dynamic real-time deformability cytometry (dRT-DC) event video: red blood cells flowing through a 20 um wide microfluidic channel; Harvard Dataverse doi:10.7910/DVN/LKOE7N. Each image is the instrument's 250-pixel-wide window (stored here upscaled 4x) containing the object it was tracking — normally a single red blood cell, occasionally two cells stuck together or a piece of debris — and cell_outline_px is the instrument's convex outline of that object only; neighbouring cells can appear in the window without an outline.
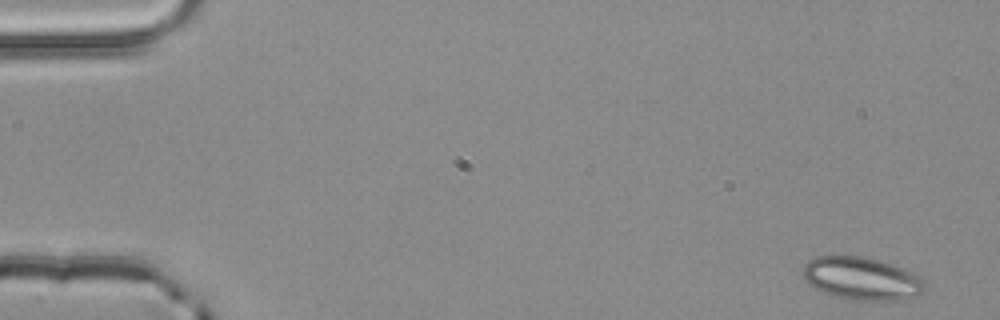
{"species": "common noctule bat (a hibernating species)", "species_latin": "Nyctalus noctula", "temperature_condition": "room temperature", "stored_images_in_passage": 4, "camera_frame_rate_fps": 3000, "um_per_image_px": 0.085, "animal": {"sex": "male", "body_mass_g": 20.4}, "frame": {"image": 1, "passage_image": 1, "time_ms": 0.0, "image_size_px": [1000, 320], "cell_outline_px": [[928, 284], [916, 296], [896, 300], [856, 300], [832, 296], [808, 284], [804, 280], [804, 264], [808, 260], [816, 256], [868, 256], [904, 268], [920, 276]], "centroid_in_image_um": [73.25, 23.66], "position_along_channel_um": 11.7, "area_um2": 30.58}}